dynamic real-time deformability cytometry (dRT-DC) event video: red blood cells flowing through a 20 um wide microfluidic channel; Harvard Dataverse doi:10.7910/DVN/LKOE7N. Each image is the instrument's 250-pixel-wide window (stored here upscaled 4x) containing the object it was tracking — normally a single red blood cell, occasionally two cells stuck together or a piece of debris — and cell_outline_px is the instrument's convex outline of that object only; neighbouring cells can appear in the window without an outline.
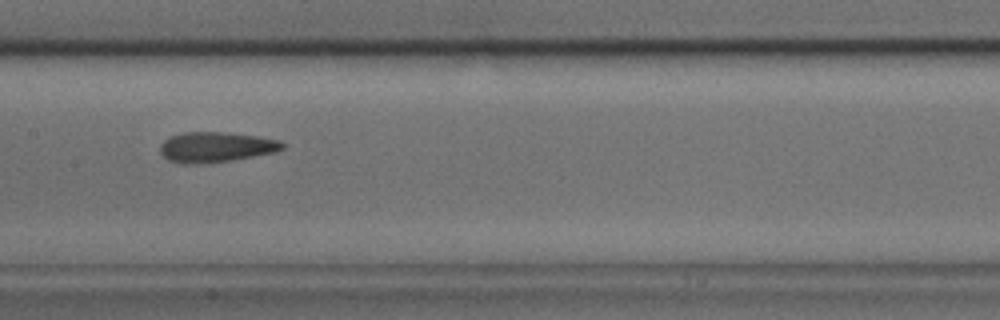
{"species": "common noctule bat (a hibernating species)", "species_latin": "Nyctalus noctula", "temperature_condition": "cold", "stored_images_in_passage": 30, "camera_frame_rate_fps": 3000, "um_per_image_px": 0.085, "animal": {"sex": "male", "body_mass_g": 17.9, "forearm_length_mm": 54.2}, "frame": {"image": 1, "passage_image": 8, "time_ms": 2.333, "image_size_px": [1000, 320], "cell_outline_px": [[284, 148], [276, 152], [232, 160], [188, 164], [180, 164], [168, 160], [160, 152], [160, 144], [164, 140], [172, 136], [184, 132], [224, 132], [256, 136], [280, 140], [284, 144]], "centroid_in_image_um": [18.35, 12.5], "position_along_channel_um": 189.1, "area_um2": 21.44}}
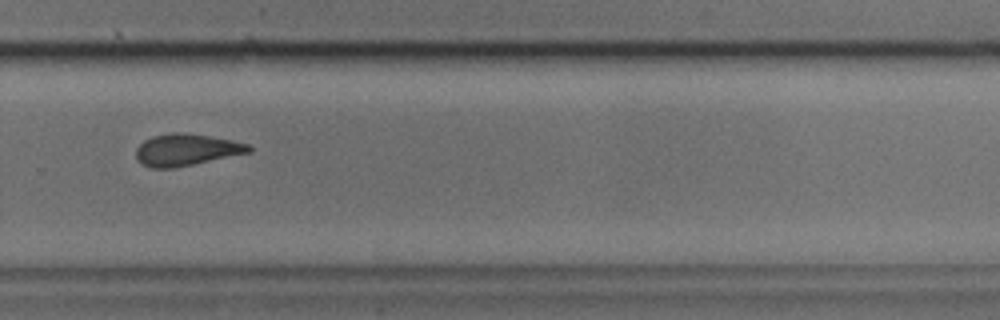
{"frame": {"image": 2, "passage_image": 16, "time_ms": 5.0, "image_size_px": [1000, 320], "cell_outline_px": [[252, 152], [172, 168], [152, 168], [140, 164], [136, 160], [136, 148], [144, 140], [152, 136], [172, 132], [180, 132], [208, 136], [232, 140], [248, 144], [252, 148]], "centroid_in_image_um": [15.8, 12.73], "position_along_channel_um": 314.0, "area_um2": 20.87}}
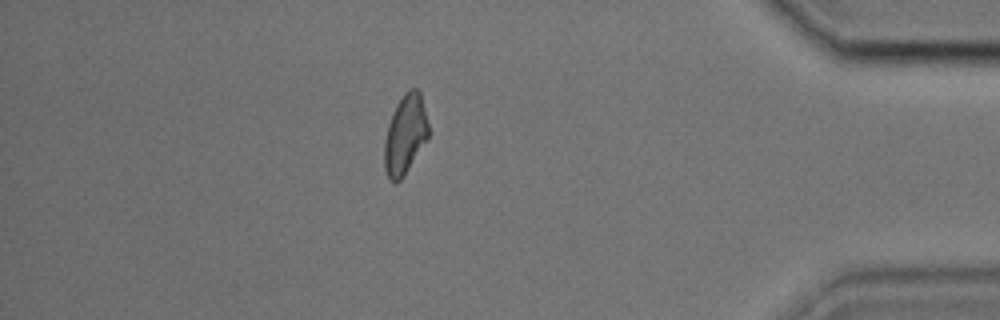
{"frame": {"image": 3, "passage_image": 24, "time_ms": 7.667, "image_size_px": [1000, 320], "cell_outline_px": [[428, 136], [404, 176], [396, 184], [388, 180], [384, 168], [384, 140], [388, 124], [392, 112], [396, 104], [404, 92], [408, 88], [416, 88], [420, 92], [428, 124]], "centroid_in_image_um": [34.4, 11.45], "position_along_channel_um": 400.8, "area_um2": 20.46}}